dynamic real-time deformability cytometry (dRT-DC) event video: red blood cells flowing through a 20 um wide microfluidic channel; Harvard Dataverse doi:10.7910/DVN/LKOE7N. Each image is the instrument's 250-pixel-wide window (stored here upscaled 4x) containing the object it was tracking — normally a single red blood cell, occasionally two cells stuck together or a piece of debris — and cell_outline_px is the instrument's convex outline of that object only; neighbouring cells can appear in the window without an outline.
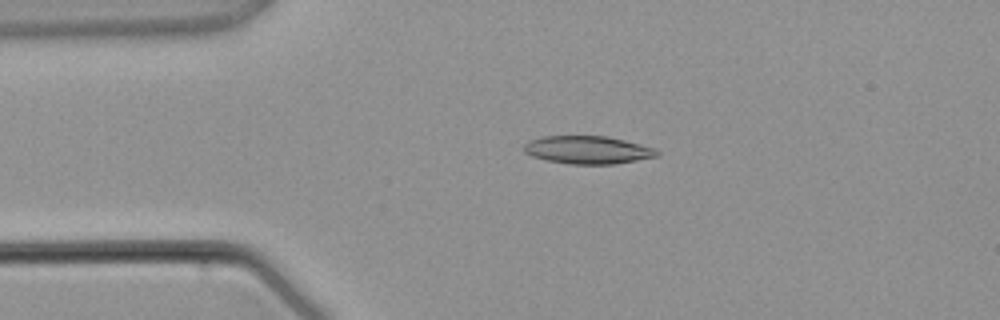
{"species": "common noctule bat (a hibernating species)", "species_latin": "Nyctalus noctula", "temperature_condition": "warm", "stored_images_in_passage": 3, "camera_frame_rate_fps": 3000, "um_per_image_px": 0.085, "animal": {"sex": "male", "body_mass_g": 21.5, "forearm_length_mm": 52.0}, "frame": {"image": 1, "passage_image": 2, "time_ms": 2.0, "image_size_px": [1000, 320], "cell_outline_px": [[660, 156], [616, 164], [572, 164], [548, 160], [532, 156], [524, 152], [524, 144], [528, 140], [544, 136], [608, 136], [640, 144], [652, 148], [660, 152]], "centroid_in_image_um": [49.97, 12.74], "position_along_channel_um": 35.0, "area_um2": 21.62}}
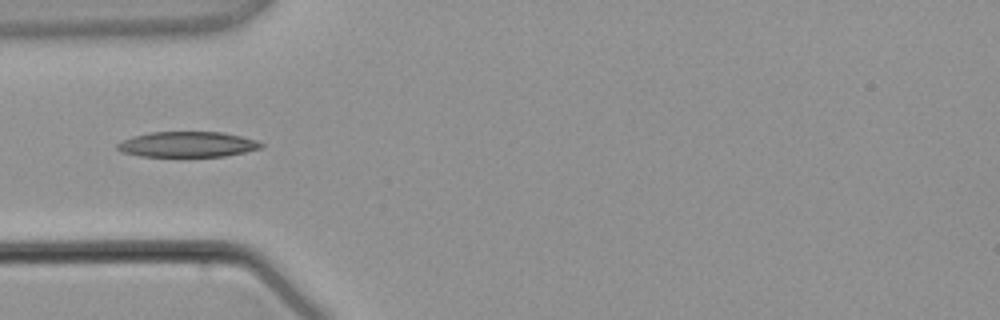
{"frame": {"image": 2, "passage_image": 3, "time_ms": 3.333, "image_size_px": [1000, 320], "cell_outline_px": [[264, 148], [224, 156], [140, 156], [120, 152], [116, 148], [116, 144], [132, 136], [152, 132], [220, 132], [240, 136], [256, 140], [264, 144]], "centroid_in_image_um": [15.93, 12.27], "position_along_channel_um": 69.1, "area_um2": 21.27}}